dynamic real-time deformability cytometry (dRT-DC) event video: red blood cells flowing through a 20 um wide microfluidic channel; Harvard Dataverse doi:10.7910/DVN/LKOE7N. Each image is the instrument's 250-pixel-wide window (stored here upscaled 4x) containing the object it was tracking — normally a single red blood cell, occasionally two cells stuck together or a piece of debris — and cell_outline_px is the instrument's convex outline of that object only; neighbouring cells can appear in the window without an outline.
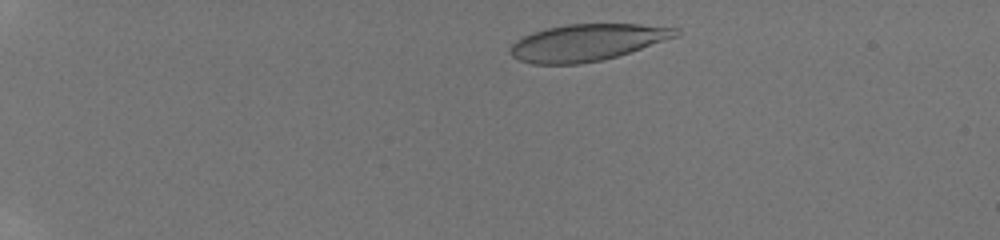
{"species": "human", "species_latin": "Homo sapiens", "temperature_condition": "room temperature", "stored_images_in_passage": 7, "camera_frame_rate_fps": 3000, "um_per_image_px": 0.085, "donor": {"sex": "male"}, "frame": {"image": 1, "passage_image": 2, "time_ms": 1.0, "image_size_px": [1000, 240], "cell_outline_px": [[680, 36], [616, 56], [600, 60], [580, 64], [532, 64], [520, 60], [512, 56], [512, 44], [516, 40], [532, 32], [548, 28], [568, 24], [640, 24], [680, 28]], "centroid_in_image_um": [49.95, 3.6], "position_along_channel_um": 35.1, "area_um2": 35.26}}
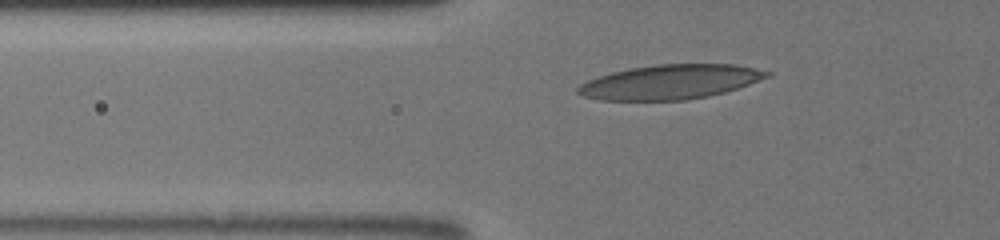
{"frame": {"image": 2, "passage_image": 6, "time_ms": 4.0, "image_size_px": [1000, 240], "cell_outline_px": [[772, 76], [724, 92], [708, 96], [684, 100], [600, 100], [584, 96], [576, 92], [576, 88], [580, 84], [588, 80], [612, 72], [628, 68], [656, 64], [732, 64], [772, 72]], "centroid_in_image_um": [56.95, 6.96], "position_along_channel_um": 68.9, "area_um2": 37.8}}